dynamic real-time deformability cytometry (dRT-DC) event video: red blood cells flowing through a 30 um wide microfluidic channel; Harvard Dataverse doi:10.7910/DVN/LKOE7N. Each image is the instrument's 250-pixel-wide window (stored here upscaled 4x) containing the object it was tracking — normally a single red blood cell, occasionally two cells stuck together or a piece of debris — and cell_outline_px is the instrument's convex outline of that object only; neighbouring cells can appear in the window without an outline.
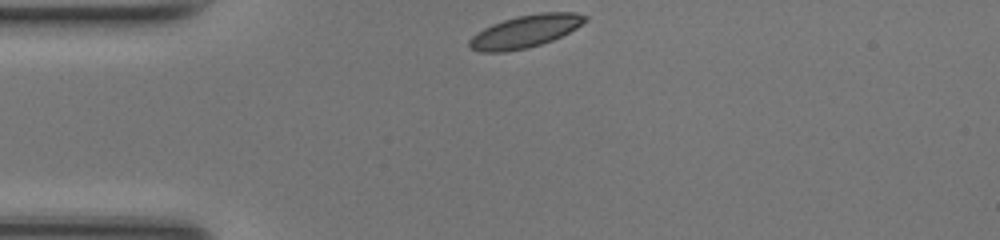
{"species": "common noctule bat (a hibernating species)", "species_latin": "Nyctalus noctula", "temperature_condition": "room temperature", "stored_images_in_passage": 30, "camera_frame_rate_fps": 3000, "um_per_image_px": 0.085, "animal": {"sex": "female", "body_mass_g": 17.0, "forearm_length_mm": 48.0}, "frame": {"image": 1, "passage_image": 1, "time_ms": 0.0, "image_size_px": [1000, 240], "cell_outline_px": [[588, 20], [576, 28], [552, 40], [528, 48], [504, 52], [480, 52], [468, 48], [468, 40], [476, 32], [492, 24], [516, 16], [540, 12], [576, 12], [588, 16]], "centroid_in_image_um": [44.62, 2.66], "position_along_channel_um": 40.4, "area_um2": 22.08}}
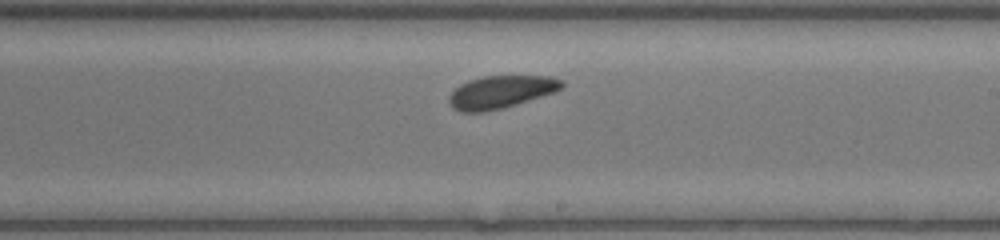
{"frame": {"image": 2, "passage_image": 18, "time_ms": 5.667, "image_size_px": [1000, 240], "cell_outline_px": [[564, 88], [556, 92], [500, 108], [484, 112], [460, 112], [452, 108], [448, 104], [448, 96], [460, 84], [468, 80], [484, 76], [552, 76], [564, 80]], "centroid_in_image_um": [42.57, 7.81], "position_along_channel_um": 246.4, "area_um2": 21.56}}
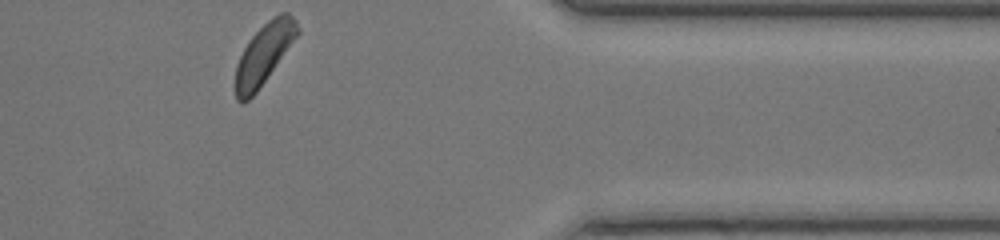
{"frame": {"image": 3, "passage_image": 30, "time_ms": 9.667, "image_size_px": [1000, 240], "cell_outline_px": [[300, 32], [256, 92], [248, 100], [240, 104], [236, 100], [236, 64], [248, 40], [268, 20], [280, 12], [288, 12], [296, 20], [300, 28]], "centroid_in_image_um": [22.44, 4.57], "position_along_channel_um": 389.0, "area_um2": 21.56}, "authors_computed_cell_mechanics": {"area_um2": 21.5594, "velocity_mm_per_s": 4.143, "shape_relaxation_time_tau1_ms": 1.7675, "shape_relaxation_time_tau2_ms": 4.9987, "deformation_change_tau1": 0.0703, "deformation_change_tau2": 0.1282}}